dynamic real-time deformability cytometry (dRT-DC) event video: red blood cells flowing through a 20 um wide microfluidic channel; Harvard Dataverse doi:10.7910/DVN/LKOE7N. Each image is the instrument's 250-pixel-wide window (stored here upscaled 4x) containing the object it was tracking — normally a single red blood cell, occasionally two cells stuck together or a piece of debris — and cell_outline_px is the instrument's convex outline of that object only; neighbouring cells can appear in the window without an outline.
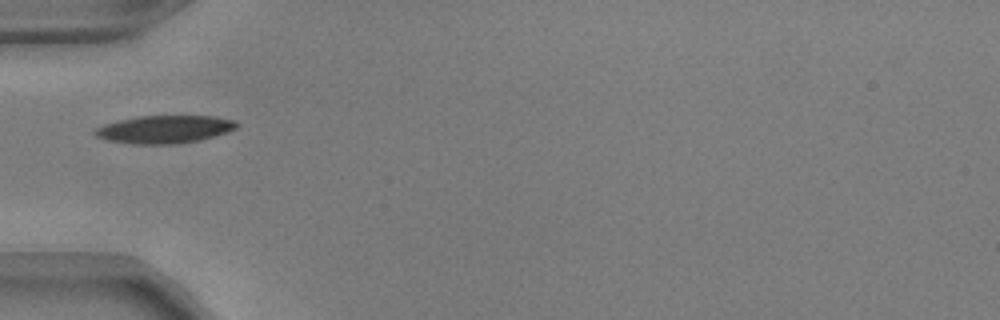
{"species": "common noctule bat (a hibernating species)", "species_latin": "Nyctalus noctula", "temperature_condition": "warm", "stored_images_in_passage": 31, "camera_frame_rate_fps": 3000, "um_per_image_px": 0.085, "animal": {"sex": "male", "body_mass_g": 17.9, "forearm_length_mm": 54.2}, "frame": {"image": 1, "passage_image": 1, "time_ms": 0.0, "image_size_px": [1000, 320], "cell_outline_px": [[236, 128], [200, 140], [176, 144], [132, 144], [108, 140], [96, 136], [92, 132], [92, 128], [104, 124], [120, 120], [140, 116], [216, 116], [236, 120]], "centroid_in_image_um": [13.93, 10.99], "position_along_channel_um": 71.1, "area_um2": 22.89}}
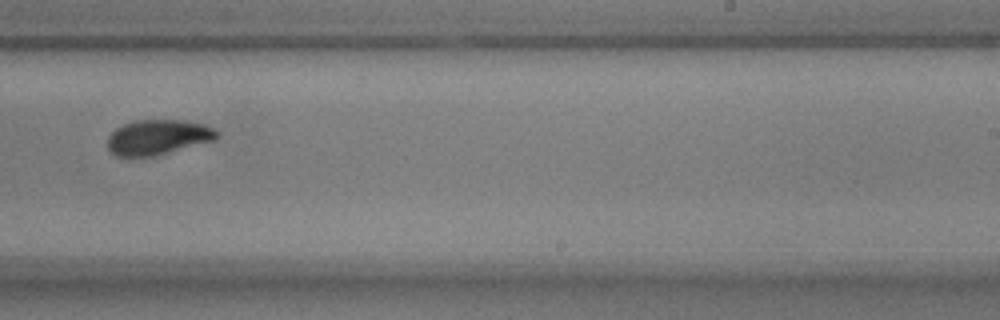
{"frame": {"image": 2, "passage_image": 17, "time_ms": 5.333, "image_size_px": [1000, 320], "cell_outline_px": [[220, 136], [216, 140], [152, 156], [116, 156], [108, 148], [108, 136], [116, 128], [124, 124], [136, 120], [180, 120], [204, 124], [220, 132]], "centroid_in_image_um": [13.45, 11.65], "position_along_channel_um": 275.5, "area_um2": 22.2}}
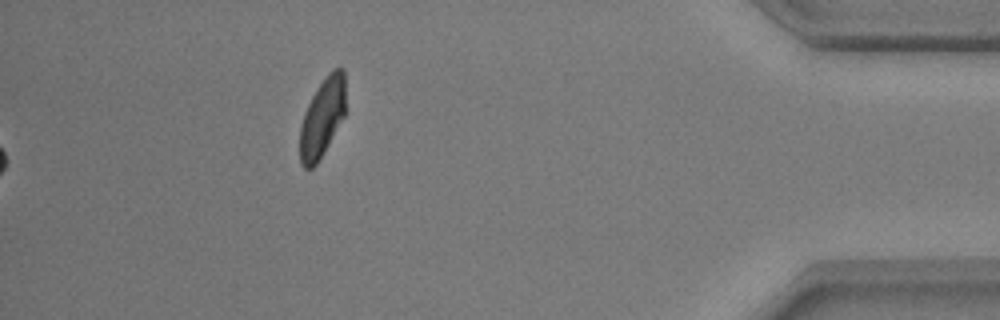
{"frame": {"image": 3, "passage_image": 31, "time_ms": 10.0, "image_size_px": [1000, 320], "cell_outline_px": [[344, 116], [316, 164], [312, 168], [304, 168], [300, 164], [300, 128], [304, 112], [316, 88], [328, 72], [332, 68], [344, 68]], "centroid_in_image_um": [27.37, 9.97], "position_along_channel_um": 407.8, "area_um2": 20.63}, "authors_computed_cell_mechanics": {"area_um2": 22.542, "velocity_mm_per_s": 3.8348, "shape_relaxation_time_tau1_ms": 2.3512, "shape_relaxation_time_tau2_ms": 1.5347, "deformation_change_tau1": 0.1326, "deformation_change_tau2": 0.0461}}